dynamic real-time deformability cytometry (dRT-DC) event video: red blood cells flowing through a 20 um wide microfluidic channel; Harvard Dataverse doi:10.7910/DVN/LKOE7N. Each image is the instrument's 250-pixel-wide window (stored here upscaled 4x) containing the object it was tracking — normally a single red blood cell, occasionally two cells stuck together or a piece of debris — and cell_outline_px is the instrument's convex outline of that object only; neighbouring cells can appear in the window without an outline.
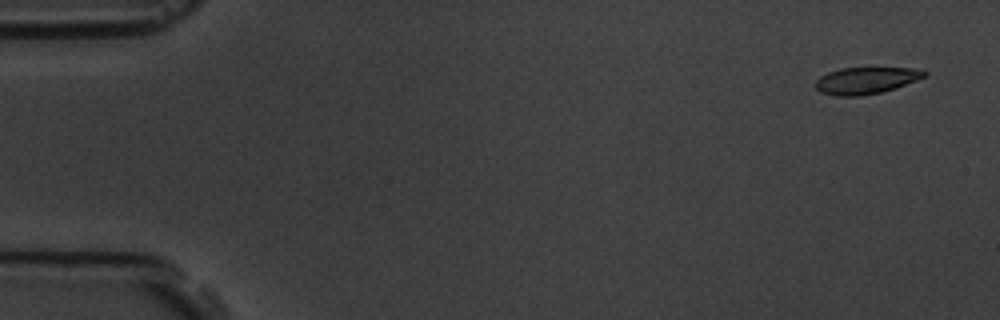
{"species": "common noctule bat (a hibernating species)", "species_latin": "Nyctalus noctula", "temperature_condition": "room temperature", "stored_images_in_passage": 5, "camera_frame_rate_fps": 3000, "um_per_image_px": 0.085, "animal": {"sex": "male", "body_mass_g": 19.5, "forearm_length_mm": 54.6}, "frame": {"image": 1, "passage_image": 1, "time_ms": 0.0, "image_size_px": [1000, 320], "cell_outline_px": [[928, 76], [896, 88], [880, 92], [860, 96], [836, 96], [820, 92], [816, 88], [816, 80], [820, 76], [828, 72], [840, 68], [924, 68], [928, 72]], "centroid_in_image_um": [73.66, 6.83], "position_along_channel_um": 11.3, "area_um2": 17.17}}
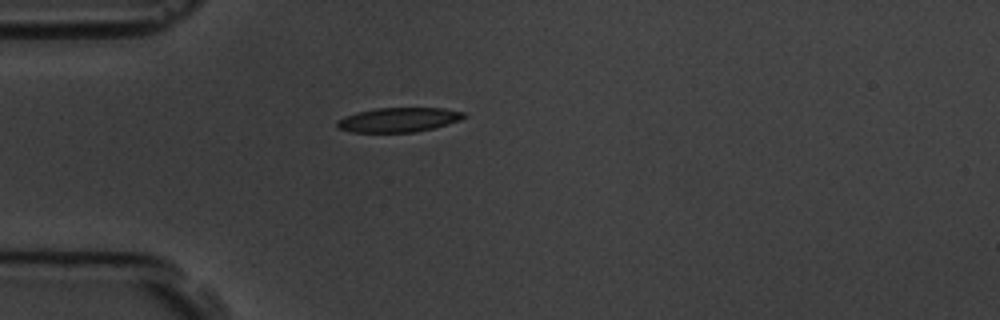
{"frame": {"image": 2, "passage_image": 4, "time_ms": 4.333, "image_size_px": [1000, 320], "cell_outline_px": [[468, 116], [460, 120], [448, 124], [416, 132], [352, 132], [340, 128], [336, 124], [336, 120], [344, 116], [376, 108], [444, 108], [464, 112]], "centroid_in_image_um": [33.91, 10.18], "position_along_channel_um": 51.1, "area_um2": 17.98}}